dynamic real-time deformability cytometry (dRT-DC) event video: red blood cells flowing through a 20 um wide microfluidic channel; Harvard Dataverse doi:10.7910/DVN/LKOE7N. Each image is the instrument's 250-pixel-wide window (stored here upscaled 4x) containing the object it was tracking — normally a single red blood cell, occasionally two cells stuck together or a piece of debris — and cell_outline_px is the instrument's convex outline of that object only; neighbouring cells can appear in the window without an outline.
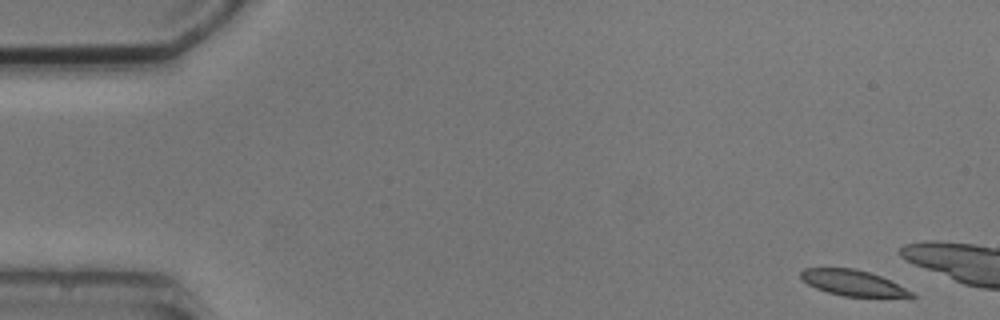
{"species": "common noctule bat (a hibernating species)", "species_latin": "Nyctalus noctula", "temperature_condition": "cold", "stored_images_in_passage": 7, "camera_frame_rate_fps": 3000, "um_per_image_px": 0.085, "animal": {"sex": "male", "body_mass_g": 20.5, "forearm_length_mm": 52.5}, "frame": {"image": 1, "passage_image": 1, "time_ms": 0.0, "image_size_px": [1000, 320], "cell_outline_px": [[916, 296], [912, 300], [844, 296], [828, 292], [816, 288], [808, 284], [800, 276], [800, 272], [804, 268], [856, 268], [880, 276], [912, 292]], "centroid_in_image_um": [72.61, 24.1], "position_along_channel_um": 12.4, "area_um2": 17.05}}